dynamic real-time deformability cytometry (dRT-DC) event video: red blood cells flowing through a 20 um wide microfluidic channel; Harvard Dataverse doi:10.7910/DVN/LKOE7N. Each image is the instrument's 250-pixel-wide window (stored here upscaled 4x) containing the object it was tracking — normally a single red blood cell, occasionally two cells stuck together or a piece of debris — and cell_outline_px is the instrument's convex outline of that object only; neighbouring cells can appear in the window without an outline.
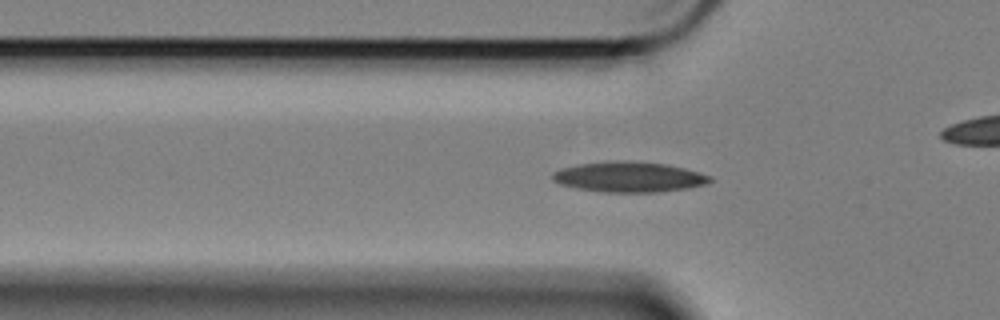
{"species": "Egyptian fruit bat (a non-hibernating species)", "species_latin": "Rousettus aegyptiacus", "temperature_condition": "cold", "stored_images_in_passage": 59, "camera_frame_rate_fps": 3000, "um_per_image_px": 0.085, "animal": {"sex": "female"}, "frame": {"image": 1, "passage_image": 18, "time_ms": 5.667, "image_size_px": [1000, 320], "cell_outline_px": [[712, 180], [708, 184], [688, 188], [656, 192], [600, 192], [576, 188], [560, 184], [552, 180], [552, 172], [560, 168], [580, 164], [664, 164], [684, 168], [700, 172], [712, 176]], "centroid_in_image_um": [53.5, 15.1], "position_along_channel_um": 72.3, "area_um2": 26.65}}
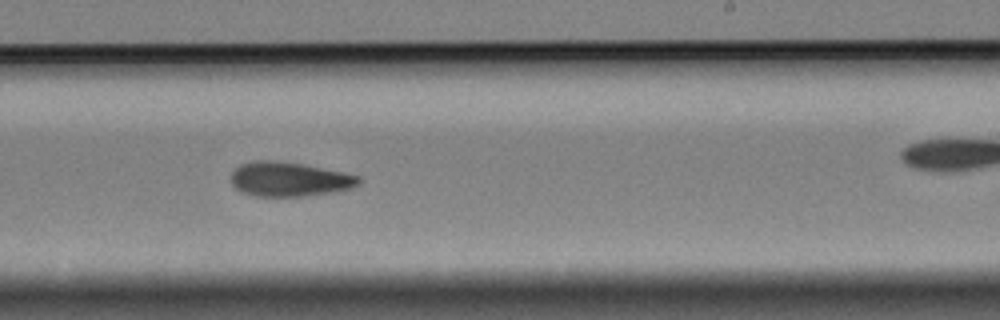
{"frame": {"image": 2, "passage_image": 35, "time_ms": 11.333, "image_size_px": [1000, 320], "cell_outline_px": [[360, 184], [352, 188], [332, 192], [304, 196], [256, 196], [240, 192], [232, 184], [232, 172], [240, 164], [256, 160], [268, 160], [300, 164], [360, 176]], "centroid_in_image_um": [24.56, 15.25], "position_along_channel_um": 264.4, "area_um2": 25.26}}
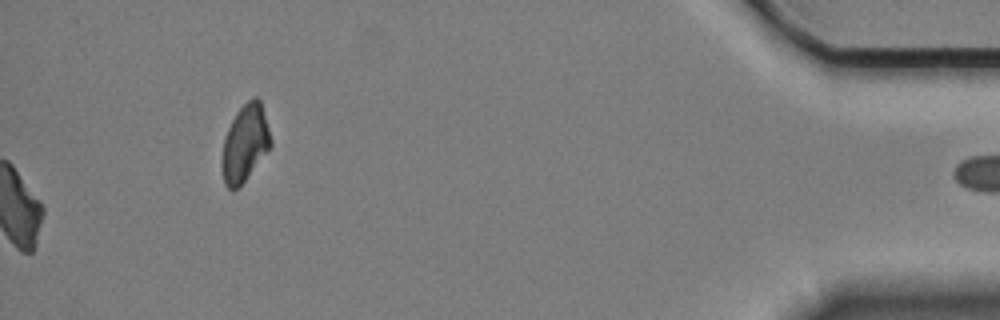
{"frame": {"image": 3, "passage_image": 59, "time_ms": 19.333, "image_size_px": [1000, 320], "cell_outline_px": [[272, 144], [240, 188], [232, 192], [224, 184], [220, 164], [220, 156], [224, 136], [236, 112], [252, 96], [256, 96], [260, 100], [272, 140]], "centroid_in_image_um": [20.78, 12.23], "position_along_channel_um": 414.4, "area_um2": 22.25}, "authors_computed_cell_mechanics": {"area_um2": 24.9118, "velocity_mm_per_s": 3.3717, "shape_relaxation_time_tau1_ms": 4.805, "shape_relaxation_time_tau2_ms": null, "deformation_change_tau1": 0.1331, "deformation_change_tau2": null}}